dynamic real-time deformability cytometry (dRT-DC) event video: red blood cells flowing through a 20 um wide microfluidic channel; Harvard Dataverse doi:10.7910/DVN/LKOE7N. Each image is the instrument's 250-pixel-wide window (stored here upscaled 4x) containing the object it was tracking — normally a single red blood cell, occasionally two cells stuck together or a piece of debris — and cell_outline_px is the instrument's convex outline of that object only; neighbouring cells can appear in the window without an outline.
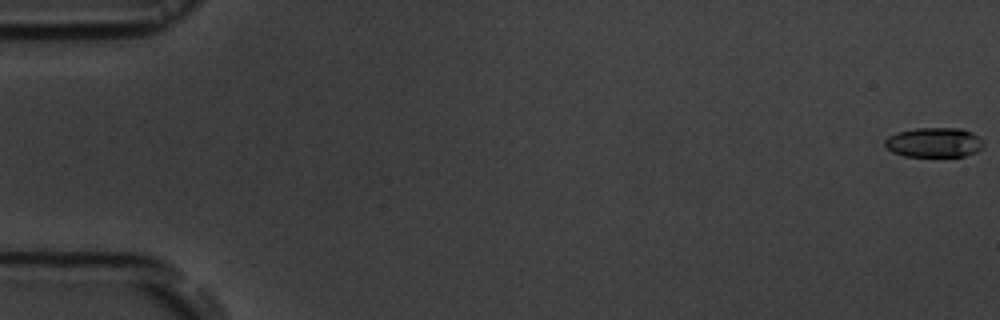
{"species": "common noctule bat (a hibernating species)", "species_latin": "Nyctalus noctula", "temperature_condition": "room temperature", "stored_images_in_passage": 17, "camera_frame_rate_fps": 3000, "um_per_image_px": 0.085, "animal": {"sex": "male", "body_mass_g": 19.5, "forearm_length_mm": 54.6}, "frame": {"image": 1, "passage_image": 1, "time_ms": 0.0, "image_size_px": [1000, 320], "cell_outline_px": [[984, 144], [976, 152], [964, 156], [904, 156], [892, 152], [884, 148], [884, 140], [888, 136], [896, 132], [916, 128], [960, 128], [972, 132], [980, 136]], "centroid_in_image_um": [79.36, 12.1], "position_along_channel_um": 5.6, "area_um2": 17.28}}
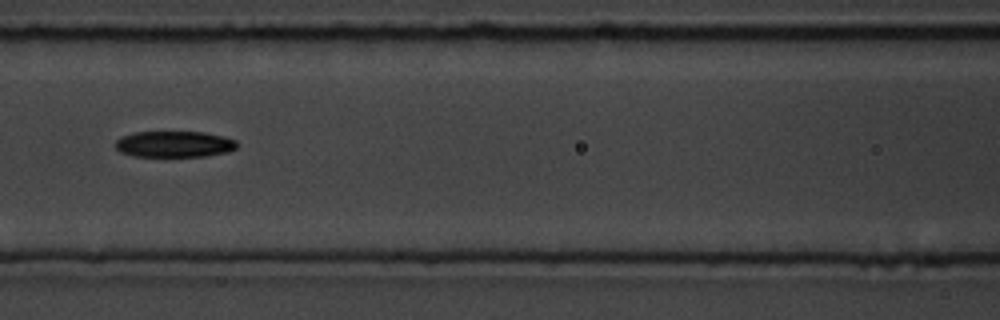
{"frame": {"image": 2, "passage_image": 8, "time_ms": 8.333, "image_size_px": [1000, 320], "cell_outline_px": [[236, 148], [228, 152], [208, 156], [132, 156], [120, 152], [112, 144], [120, 136], [136, 132], [204, 132], [224, 136], [236, 140]], "centroid_in_image_um": [14.78, 12.25], "position_along_channel_um": 151.8, "area_um2": 18.73}}
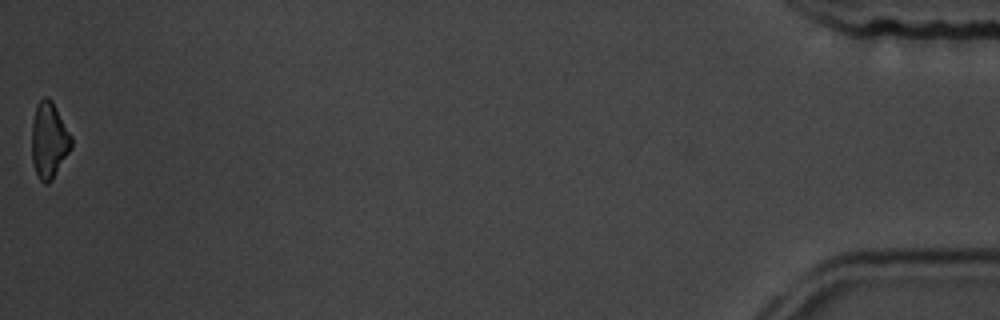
{"frame": {"image": 3, "passage_image": 17, "time_ms": 18.667, "image_size_px": [1000, 320], "cell_outline_px": [[72, 148], [52, 180], [48, 184], [44, 184], [40, 180], [36, 172], [32, 160], [32, 120], [36, 104], [44, 96], [48, 96], [52, 100], [72, 136]], "centroid_in_image_um": [4.17, 11.91], "position_along_channel_um": 431.0, "area_um2": 17.74}, "authors_computed_cell_mechanics": {"area_um2": 18.207, "velocity_mm_per_s": 3.6762, "shape_relaxation_time_tau1_ms": 3.0869, "shape_relaxation_time_tau2_ms": null, "deformation_change_tau1": 0.1208, "deformation_change_tau2": null}}